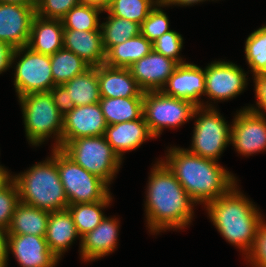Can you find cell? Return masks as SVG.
<instances>
[{"instance_id":"obj_37","label":"cell","mask_w":266,"mask_h":267,"mask_svg":"<svg viewBox=\"0 0 266 267\" xmlns=\"http://www.w3.org/2000/svg\"><path fill=\"white\" fill-rule=\"evenodd\" d=\"M79 0H38L36 14L42 18L61 20Z\"/></svg>"},{"instance_id":"obj_8","label":"cell","mask_w":266,"mask_h":267,"mask_svg":"<svg viewBox=\"0 0 266 267\" xmlns=\"http://www.w3.org/2000/svg\"><path fill=\"white\" fill-rule=\"evenodd\" d=\"M196 116L199 118L195 120L191 149L187 150L218 161L223 150L230 144L231 126L214 107L197 106L192 117Z\"/></svg>"},{"instance_id":"obj_19","label":"cell","mask_w":266,"mask_h":267,"mask_svg":"<svg viewBox=\"0 0 266 267\" xmlns=\"http://www.w3.org/2000/svg\"><path fill=\"white\" fill-rule=\"evenodd\" d=\"M119 221L105 217L92 231L81 237L80 252L84 261L99 259L117 247Z\"/></svg>"},{"instance_id":"obj_29","label":"cell","mask_w":266,"mask_h":267,"mask_svg":"<svg viewBox=\"0 0 266 267\" xmlns=\"http://www.w3.org/2000/svg\"><path fill=\"white\" fill-rule=\"evenodd\" d=\"M50 58L51 71L55 85H63L90 68V66L75 53L64 48L56 51Z\"/></svg>"},{"instance_id":"obj_4","label":"cell","mask_w":266,"mask_h":267,"mask_svg":"<svg viewBox=\"0 0 266 267\" xmlns=\"http://www.w3.org/2000/svg\"><path fill=\"white\" fill-rule=\"evenodd\" d=\"M52 150L53 154L47 161L14 176L19 202L49 212L66 210L69 205L56 165V148Z\"/></svg>"},{"instance_id":"obj_13","label":"cell","mask_w":266,"mask_h":267,"mask_svg":"<svg viewBox=\"0 0 266 267\" xmlns=\"http://www.w3.org/2000/svg\"><path fill=\"white\" fill-rule=\"evenodd\" d=\"M106 128L99 103L76 106L63 116L62 147L76 138L104 135Z\"/></svg>"},{"instance_id":"obj_21","label":"cell","mask_w":266,"mask_h":267,"mask_svg":"<svg viewBox=\"0 0 266 267\" xmlns=\"http://www.w3.org/2000/svg\"><path fill=\"white\" fill-rule=\"evenodd\" d=\"M63 48L75 53L90 67H98L105 62L101 31L64 29Z\"/></svg>"},{"instance_id":"obj_25","label":"cell","mask_w":266,"mask_h":267,"mask_svg":"<svg viewBox=\"0 0 266 267\" xmlns=\"http://www.w3.org/2000/svg\"><path fill=\"white\" fill-rule=\"evenodd\" d=\"M152 43L141 33L123 43L112 46L105 57V65L110 67L129 68L152 51Z\"/></svg>"},{"instance_id":"obj_7","label":"cell","mask_w":266,"mask_h":267,"mask_svg":"<svg viewBox=\"0 0 266 267\" xmlns=\"http://www.w3.org/2000/svg\"><path fill=\"white\" fill-rule=\"evenodd\" d=\"M56 165L69 205L102 201L109 193L108 185L56 148Z\"/></svg>"},{"instance_id":"obj_2","label":"cell","mask_w":266,"mask_h":267,"mask_svg":"<svg viewBox=\"0 0 266 267\" xmlns=\"http://www.w3.org/2000/svg\"><path fill=\"white\" fill-rule=\"evenodd\" d=\"M162 162L197 204L206 205L237 184L236 178L216 160L203 158L187 149L171 147L166 161Z\"/></svg>"},{"instance_id":"obj_46","label":"cell","mask_w":266,"mask_h":267,"mask_svg":"<svg viewBox=\"0 0 266 267\" xmlns=\"http://www.w3.org/2000/svg\"><path fill=\"white\" fill-rule=\"evenodd\" d=\"M80 3H90V4H95L98 5L102 8H106V0H79Z\"/></svg>"},{"instance_id":"obj_27","label":"cell","mask_w":266,"mask_h":267,"mask_svg":"<svg viewBox=\"0 0 266 267\" xmlns=\"http://www.w3.org/2000/svg\"><path fill=\"white\" fill-rule=\"evenodd\" d=\"M62 86L68 91L69 99H72L76 106L91 105L100 101L97 67H90Z\"/></svg>"},{"instance_id":"obj_45","label":"cell","mask_w":266,"mask_h":267,"mask_svg":"<svg viewBox=\"0 0 266 267\" xmlns=\"http://www.w3.org/2000/svg\"><path fill=\"white\" fill-rule=\"evenodd\" d=\"M0 3H11L18 5H25L33 9H37L38 0H0Z\"/></svg>"},{"instance_id":"obj_32","label":"cell","mask_w":266,"mask_h":267,"mask_svg":"<svg viewBox=\"0 0 266 267\" xmlns=\"http://www.w3.org/2000/svg\"><path fill=\"white\" fill-rule=\"evenodd\" d=\"M160 0H113L104 9L112 16L142 24Z\"/></svg>"},{"instance_id":"obj_22","label":"cell","mask_w":266,"mask_h":267,"mask_svg":"<svg viewBox=\"0 0 266 267\" xmlns=\"http://www.w3.org/2000/svg\"><path fill=\"white\" fill-rule=\"evenodd\" d=\"M63 35L61 20L42 18L36 14L31 24L27 47L34 52L51 56L63 48Z\"/></svg>"},{"instance_id":"obj_18","label":"cell","mask_w":266,"mask_h":267,"mask_svg":"<svg viewBox=\"0 0 266 267\" xmlns=\"http://www.w3.org/2000/svg\"><path fill=\"white\" fill-rule=\"evenodd\" d=\"M104 136L121 160L125 151L135 150L148 138H155L150 132L144 116L138 120L107 125Z\"/></svg>"},{"instance_id":"obj_16","label":"cell","mask_w":266,"mask_h":267,"mask_svg":"<svg viewBox=\"0 0 266 267\" xmlns=\"http://www.w3.org/2000/svg\"><path fill=\"white\" fill-rule=\"evenodd\" d=\"M179 64L155 52L133 63L128 69L139 87L144 91H160Z\"/></svg>"},{"instance_id":"obj_47","label":"cell","mask_w":266,"mask_h":267,"mask_svg":"<svg viewBox=\"0 0 266 267\" xmlns=\"http://www.w3.org/2000/svg\"><path fill=\"white\" fill-rule=\"evenodd\" d=\"M113 1V0H106V7L108 6V4Z\"/></svg>"},{"instance_id":"obj_34","label":"cell","mask_w":266,"mask_h":267,"mask_svg":"<svg viewBox=\"0 0 266 267\" xmlns=\"http://www.w3.org/2000/svg\"><path fill=\"white\" fill-rule=\"evenodd\" d=\"M162 6H164V3L160 0L140 25V33L151 43L161 37L164 33L170 31L169 19L166 13L160 8Z\"/></svg>"},{"instance_id":"obj_40","label":"cell","mask_w":266,"mask_h":267,"mask_svg":"<svg viewBox=\"0 0 266 267\" xmlns=\"http://www.w3.org/2000/svg\"><path fill=\"white\" fill-rule=\"evenodd\" d=\"M255 82V95L257 98L258 109L255 106L245 107V109H249L259 115L265 116L266 112V75H254ZM260 109H264L265 111H261Z\"/></svg>"},{"instance_id":"obj_26","label":"cell","mask_w":266,"mask_h":267,"mask_svg":"<svg viewBox=\"0 0 266 267\" xmlns=\"http://www.w3.org/2000/svg\"><path fill=\"white\" fill-rule=\"evenodd\" d=\"M144 97L105 98L99 104L107 125L138 120L143 116Z\"/></svg>"},{"instance_id":"obj_5","label":"cell","mask_w":266,"mask_h":267,"mask_svg":"<svg viewBox=\"0 0 266 267\" xmlns=\"http://www.w3.org/2000/svg\"><path fill=\"white\" fill-rule=\"evenodd\" d=\"M22 107L25 132L32 145L39 146L52 134L54 148H62L63 115L58 111L50 92H33L18 98Z\"/></svg>"},{"instance_id":"obj_10","label":"cell","mask_w":266,"mask_h":267,"mask_svg":"<svg viewBox=\"0 0 266 267\" xmlns=\"http://www.w3.org/2000/svg\"><path fill=\"white\" fill-rule=\"evenodd\" d=\"M20 54L24 56L17 62L14 74V87L18 98L33 92H49L55 86L50 56L23 46L14 50L12 63Z\"/></svg>"},{"instance_id":"obj_31","label":"cell","mask_w":266,"mask_h":267,"mask_svg":"<svg viewBox=\"0 0 266 267\" xmlns=\"http://www.w3.org/2000/svg\"><path fill=\"white\" fill-rule=\"evenodd\" d=\"M103 46L107 52L112 46L123 43L140 34V24L112 16L108 12L105 23L101 24Z\"/></svg>"},{"instance_id":"obj_9","label":"cell","mask_w":266,"mask_h":267,"mask_svg":"<svg viewBox=\"0 0 266 267\" xmlns=\"http://www.w3.org/2000/svg\"><path fill=\"white\" fill-rule=\"evenodd\" d=\"M196 107L191 101L168 96L161 90L144 92L143 116L155 138L165 127H179L193 118Z\"/></svg>"},{"instance_id":"obj_3","label":"cell","mask_w":266,"mask_h":267,"mask_svg":"<svg viewBox=\"0 0 266 267\" xmlns=\"http://www.w3.org/2000/svg\"><path fill=\"white\" fill-rule=\"evenodd\" d=\"M236 188L237 184L205 206L213 225L225 240L240 248L247 256L264 219L253 202Z\"/></svg>"},{"instance_id":"obj_44","label":"cell","mask_w":266,"mask_h":267,"mask_svg":"<svg viewBox=\"0 0 266 267\" xmlns=\"http://www.w3.org/2000/svg\"><path fill=\"white\" fill-rule=\"evenodd\" d=\"M164 3V7L165 6H169V5H178V6H189V5H193V4H197L200 2H204L206 0H161Z\"/></svg>"},{"instance_id":"obj_11","label":"cell","mask_w":266,"mask_h":267,"mask_svg":"<svg viewBox=\"0 0 266 267\" xmlns=\"http://www.w3.org/2000/svg\"><path fill=\"white\" fill-rule=\"evenodd\" d=\"M205 69V95L211 100H228L247 85L246 73L232 62L215 61Z\"/></svg>"},{"instance_id":"obj_24","label":"cell","mask_w":266,"mask_h":267,"mask_svg":"<svg viewBox=\"0 0 266 267\" xmlns=\"http://www.w3.org/2000/svg\"><path fill=\"white\" fill-rule=\"evenodd\" d=\"M49 211L19 202L14 210L8 234L36 235L45 237Z\"/></svg>"},{"instance_id":"obj_28","label":"cell","mask_w":266,"mask_h":267,"mask_svg":"<svg viewBox=\"0 0 266 267\" xmlns=\"http://www.w3.org/2000/svg\"><path fill=\"white\" fill-rule=\"evenodd\" d=\"M111 199L109 193L102 201L68 205L67 210L73 218L80 238L92 231L105 218L101 209L108 206Z\"/></svg>"},{"instance_id":"obj_23","label":"cell","mask_w":266,"mask_h":267,"mask_svg":"<svg viewBox=\"0 0 266 267\" xmlns=\"http://www.w3.org/2000/svg\"><path fill=\"white\" fill-rule=\"evenodd\" d=\"M79 237L73 218L69 211H54L49 213L45 234L48 248L60 259L73 241Z\"/></svg>"},{"instance_id":"obj_6","label":"cell","mask_w":266,"mask_h":267,"mask_svg":"<svg viewBox=\"0 0 266 267\" xmlns=\"http://www.w3.org/2000/svg\"><path fill=\"white\" fill-rule=\"evenodd\" d=\"M61 150L82 168L102 179L108 186L122 163L104 135L70 140Z\"/></svg>"},{"instance_id":"obj_17","label":"cell","mask_w":266,"mask_h":267,"mask_svg":"<svg viewBox=\"0 0 266 267\" xmlns=\"http://www.w3.org/2000/svg\"><path fill=\"white\" fill-rule=\"evenodd\" d=\"M8 254L12 251L21 267H55L59 258L48 248L45 237L8 234Z\"/></svg>"},{"instance_id":"obj_30","label":"cell","mask_w":266,"mask_h":267,"mask_svg":"<svg viewBox=\"0 0 266 267\" xmlns=\"http://www.w3.org/2000/svg\"><path fill=\"white\" fill-rule=\"evenodd\" d=\"M103 11L104 8L98 5L80 3L61 19L63 28L77 31H101L98 16Z\"/></svg>"},{"instance_id":"obj_1","label":"cell","mask_w":266,"mask_h":267,"mask_svg":"<svg viewBox=\"0 0 266 267\" xmlns=\"http://www.w3.org/2000/svg\"><path fill=\"white\" fill-rule=\"evenodd\" d=\"M194 204L175 175L162 160L158 161L151 170L146 193V221L150 232L185 228L193 218Z\"/></svg>"},{"instance_id":"obj_38","label":"cell","mask_w":266,"mask_h":267,"mask_svg":"<svg viewBox=\"0 0 266 267\" xmlns=\"http://www.w3.org/2000/svg\"><path fill=\"white\" fill-rule=\"evenodd\" d=\"M252 267H266V223L263 221L257 231L255 244L246 256Z\"/></svg>"},{"instance_id":"obj_20","label":"cell","mask_w":266,"mask_h":267,"mask_svg":"<svg viewBox=\"0 0 266 267\" xmlns=\"http://www.w3.org/2000/svg\"><path fill=\"white\" fill-rule=\"evenodd\" d=\"M97 77L100 97H144V91L132 77L128 68L110 67L102 64L97 67Z\"/></svg>"},{"instance_id":"obj_42","label":"cell","mask_w":266,"mask_h":267,"mask_svg":"<svg viewBox=\"0 0 266 267\" xmlns=\"http://www.w3.org/2000/svg\"><path fill=\"white\" fill-rule=\"evenodd\" d=\"M8 232L0 227V267L7 266L8 258Z\"/></svg>"},{"instance_id":"obj_14","label":"cell","mask_w":266,"mask_h":267,"mask_svg":"<svg viewBox=\"0 0 266 267\" xmlns=\"http://www.w3.org/2000/svg\"><path fill=\"white\" fill-rule=\"evenodd\" d=\"M36 10L18 4L0 3V41L14 49L27 46Z\"/></svg>"},{"instance_id":"obj_39","label":"cell","mask_w":266,"mask_h":267,"mask_svg":"<svg viewBox=\"0 0 266 267\" xmlns=\"http://www.w3.org/2000/svg\"><path fill=\"white\" fill-rule=\"evenodd\" d=\"M49 92L55 107L63 116L76 107L72 99H69L68 91L62 85H55Z\"/></svg>"},{"instance_id":"obj_15","label":"cell","mask_w":266,"mask_h":267,"mask_svg":"<svg viewBox=\"0 0 266 267\" xmlns=\"http://www.w3.org/2000/svg\"><path fill=\"white\" fill-rule=\"evenodd\" d=\"M161 91L175 98L193 102L196 106L203 105L199 97L205 95V69L191 63L179 64Z\"/></svg>"},{"instance_id":"obj_12","label":"cell","mask_w":266,"mask_h":267,"mask_svg":"<svg viewBox=\"0 0 266 267\" xmlns=\"http://www.w3.org/2000/svg\"><path fill=\"white\" fill-rule=\"evenodd\" d=\"M230 143L244 156L266 150V117L240 109L231 125Z\"/></svg>"},{"instance_id":"obj_36","label":"cell","mask_w":266,"mask_h":267,"mask_svg":"<svg viewBox=\"0 0 266 267\" xmlns=\"http://www.w3.org/2000/svg\"><path fill=\"white\" fill-rule=\"evenodd\" d=\"M18 203L19 190L13 180L6 188L0 191V227L6 230L9 228Z\"/></svg>"},{"instance_id":"obj_43","label":"cell","mask_w":266,"mask_h":267,"mask_svg":"<svg viewBox=\"0 0 266 267\" xmlns=\"http://www.w3.org/2000/svg\"><path fill=\"white\" fill-rule=\"evenodd\" d=\"M10 173L0 165V191L6 188L13 180L14 176H10Z\"/></svg>"},{"instance_id":"obj_33","label":"cell","mask_w":266,"mask_h":267,"mask_svg":"<svg viewBox=\"0 0 266 267\" xmlns=\"http://www.w3.org/2000/svg\"><path fill=\"white\" fill-rule=\"evenodd\" d=\"M245 57L254 75H266V25L252 32L245 42Z\"/></svg>"},{"instance_id":"obj_41","label":"cell","mask_w":266,"mask_h":267,"mask_svg":"<svg viewBox=\"0 0 266 267\" xmlns=\"http://www.w3.org/2000/svg\"><path fill=\"white\" fill-rule=\"evenodd\" d=\"M14 50L8 43L0 41V74L12 65Z\"/></svg>"},{"instance_id":"obj_35","label":"cell","mask_w":266,"mask_h":267,"mask_svg":"<svg viewBox=\"0 0 266 267\" xmlns=\"http://www.w3.org/2000/svg\"><path fill=\"white\" fill-rule=\"evenodd\" d=\"M153 50L176 61L178 64L186 63L178 55L183 47V37L176 31L170 30L152 43Z\"/></svg>"}]
</instances>
